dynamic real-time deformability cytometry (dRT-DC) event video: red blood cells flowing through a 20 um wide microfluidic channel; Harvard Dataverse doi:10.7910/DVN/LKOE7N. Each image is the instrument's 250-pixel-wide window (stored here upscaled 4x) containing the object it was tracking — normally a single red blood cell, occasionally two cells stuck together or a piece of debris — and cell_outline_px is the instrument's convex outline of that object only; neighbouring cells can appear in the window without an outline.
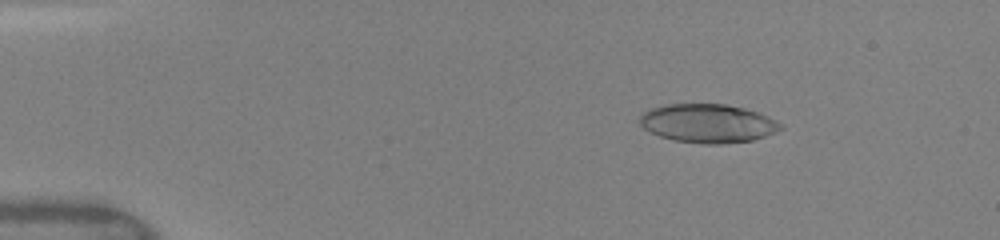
{"species": "human", "species_latin": "Homo sapiens", "temperature_condition": "warm", "stored_images_in_passage": 50, "camera_frame_rate_fps": 3000, "um_per_image_px": 0.085, "donor": {"sex": "female"}, "frame": {"image": 1, "passage_image": 8, "time_ms": 2.333, "image_size_px": [1000, 240], "cell_outline_px": [[784, 128], [776, 132], [752, 140], [724, 144], [704, 144], [672, 140], [648, 132], [640, 124], [640, 112], [648, 108], [668, 104], [724, 104], [744, 108], [768, 116], [784, 124]], "centroid_in_image_um": [60.15, 10.48], "position_along_channel_um": 24.9, "area_um2": 32.08}}
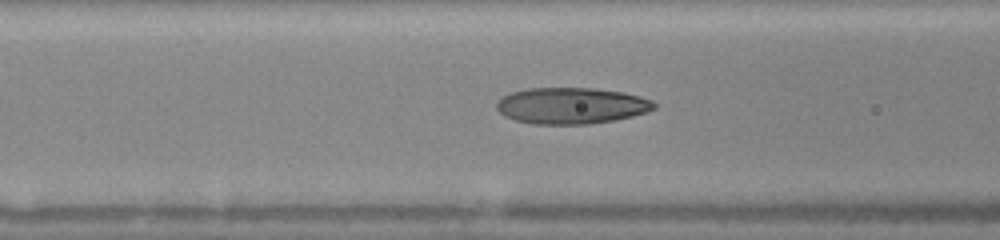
{"frame": {"image": 2, "passage_image": 21, "time_ms": 6.667, "image_size_px": [1000, 240], "cell_outline_px": [[656, 108], [648, 112], [616, 120], [588, 124], [532, 124], [516, 120], [504, 116], [496, 108], [496, 104], [504, 96], [512, 92], [528, 88], [596, 88], [624, 92], [640, 96], [652, 100], [656, 104]], "centroid_in_image_um": [48.61, 8.98], "position_along_channel_um": 118.0, "area_um2": 33.47}}
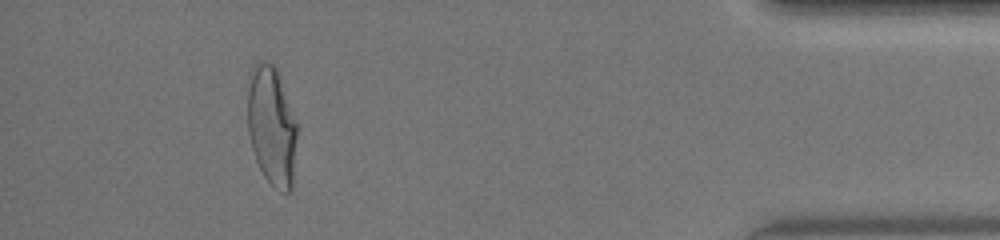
{"frame": {"image": 3, "passage_image": 46, "time_ms": 15.0, "image_size_px": [1000, 240], "cell_outline_px": [[296, 136], [292, 188], [288, 192], [284, 192], [272, 184], [264, 176], [256, 160], [252, 148], [248, 132], [248, 76], [256, 60], [260, 60], [272, 64], [276, 68], [296, 124]], "centroid_in_image_um": [23.06, 10.68], "position_along_channel_um": 412.1, "area_um2": 33.81}, "authors_computed_cell_mechanics": {"area_um2": 32.3969, "velocity_mm_per_s": 4.1131, "shape_relaxation_time_tau1_ms": 3.882, "shape_relaxation_time_tau2_ms": 0.8056, "deformation_change_tau1": 0.2008, "deformation_change_tau2": 0.0759}}